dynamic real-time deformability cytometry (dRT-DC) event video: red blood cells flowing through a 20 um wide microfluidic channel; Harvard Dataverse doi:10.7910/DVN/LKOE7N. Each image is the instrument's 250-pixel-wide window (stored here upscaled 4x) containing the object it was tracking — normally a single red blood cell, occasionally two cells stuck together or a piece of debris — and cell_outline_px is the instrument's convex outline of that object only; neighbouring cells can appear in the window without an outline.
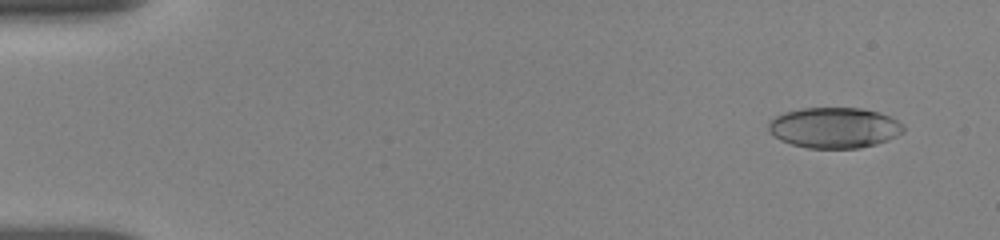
{"species": "human", "species_latin": "Homo sapiens", "temperature_condition": "room temperature", "stored_images_in_passage": 8, "camera_frame_rate_fps": 3000, "um_per_image_px": 0.085, "donor": {"sex": "female"}, "frame": {"image": 1, "passage_image": 1, "time_ms": 0.0, "image_size_px": [1000, 240], "cell_outline_px": [[904, 132], [888, 140], [876, 144], [860, 148], [808, 148], [792, 144], [780, 140], [768, 132], [768, 120], [784, 112], [800, 108], [864, 108], [892, 116], [904, 124]], "centroid_in_image_um": [70.92, 10.85], "position_along_channel_um": 14.1, "area_um2": 32.37}}
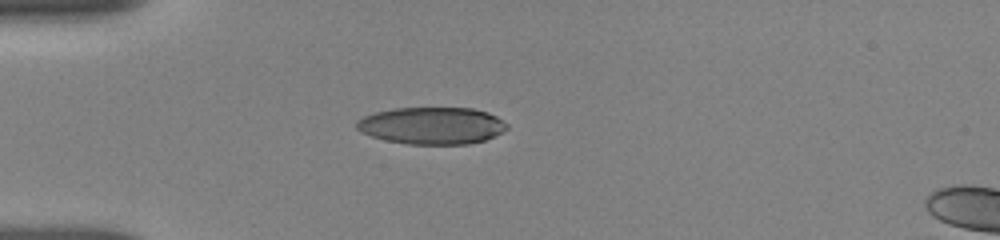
{"frame": {"image": 2, "passage_image": 6, "time_ms": 3.667, "image_size_px": [1000, 240], "cell_outline_px": [[508, 128], [496, 136], [484, 140], [468, 144], [408, 144], [384, 140], [372, 136], [356, 128], [356, 120], [364, 116], [376, 112], [396, 108], [472, 108], [488, 112], [496, 116], [508, 124]], "centroid_in_image_um": [36.73, 10.68], "position_along_channel_um": 48.3, "area_um2": 32.48}}
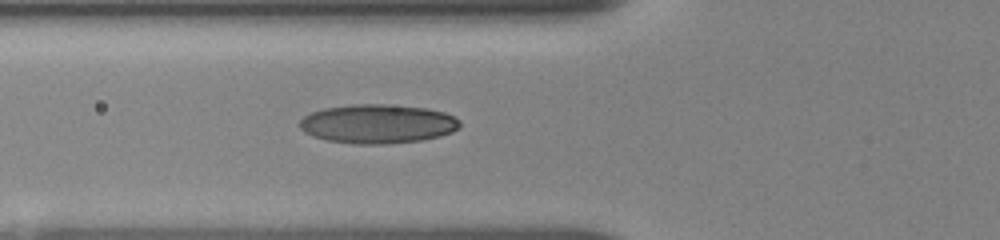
{"frame": {"image": 3, "passage_image": 8, "time_ms": 5.333, "image_size_px": [1000, 240], "cell_outline_px": [[460, 124], [452, 132], [440, 136], [424, 140], [384, 144], [352, 144], [328, 140], [312, 136], [304, 132], [300, 128], [300, 120], [304, 116], [312, 112], [324, 108], [356, 104], [384, 104], [428, 108], [444, 112], [460, 120]], "centroid_in_image_um": [32.1, 10.53], "position_along_channel_um": 93.7, "area_um2": 36.47}}